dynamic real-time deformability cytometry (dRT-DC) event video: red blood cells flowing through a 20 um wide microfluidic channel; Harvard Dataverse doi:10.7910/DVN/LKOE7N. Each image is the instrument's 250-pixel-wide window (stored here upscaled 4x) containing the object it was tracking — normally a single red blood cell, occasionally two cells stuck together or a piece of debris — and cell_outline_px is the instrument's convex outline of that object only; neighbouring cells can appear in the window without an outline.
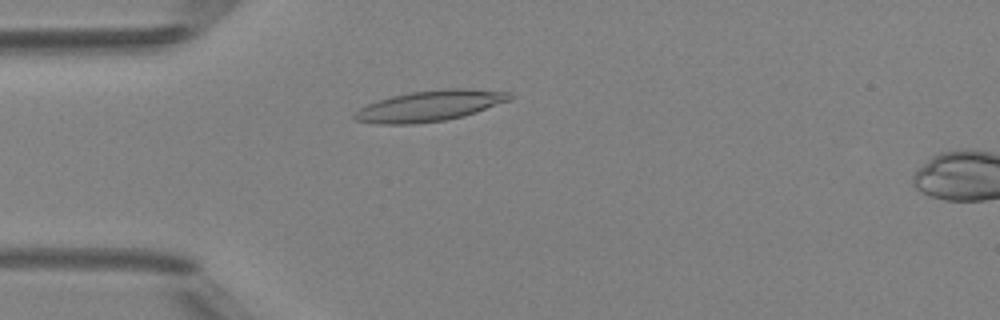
{"species": "Egyptian fruit bat (a non-hibernating species)", "species_latin": "Rousettus aegyptiacus", "temperature_condition": "room temperature", "stored_images_in_passage": 47, "camera_frame_rate_fps": 3000, "um_per_image_px": 0.085, "animal": {"sex": "female"}, "frame": {"image": 1, "passage_image": 12, "time_ms": 3.667, "image_size_px": [1000, 320], "cell_outline_px": [[512, 100], [464, 116], [444, 120], [412, 124], [380, 124], [356, 120], [352, 116], [360, 108], [368, 104], [392, 96], [412, 92], [444, 88], [468, 88], [508, 92], [512, 96]], "centroid_in_image_um": [36.57, 8.99], "position_along_channel_um": 48.4, "area_um2": 27.63}}
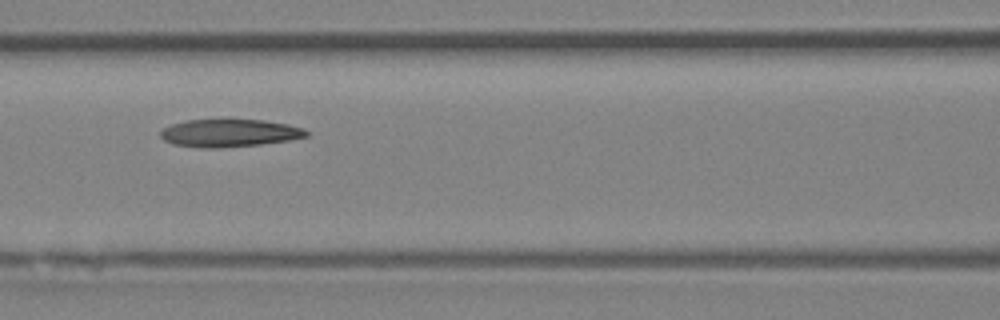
{"frame": {"image": 2, "passage_image": 20, "time_ms": 6.333, "image_size_px": [1000, 320], "cell_outline_px": [[308, 136], [288, 140], [260, 144], [216, 148], [204, 148], [172, 144], [164, 140], [160, 136], [160, 132], [164, 128], [172, 124], [184, 120], [224, 116], [228, 116], [264, 120], [288, 124], [304, 128], [308, 132]], "centroid_in_image_um": [19.47, 11.25], "position_along_channel_um": 147.1, "area_um2": 24.62}}
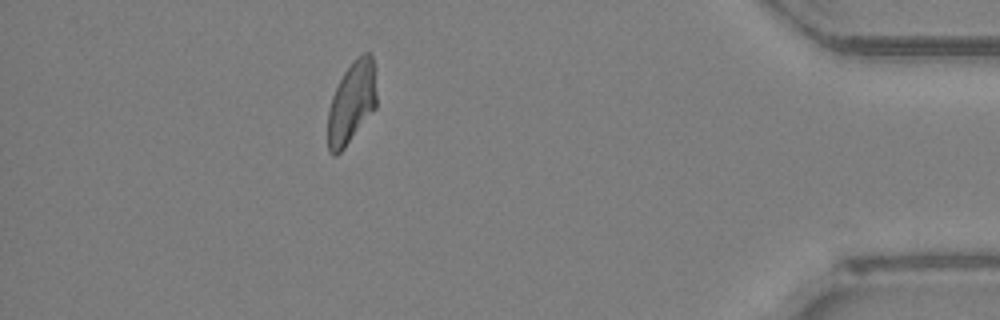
{"frame": {"image": 3, "passage_image": 42, "time_ms": 13.667, "image_size_px": [1000, 320], "cell_outline_px": [[376, 108], [344, 148], [336, 156], [332, 156], [328, 152], [328, 112], [332, 96], [344, 72], [352, 60], [356, 56], [364, 52], [372, 52], [376, 68]], "centroid_in_image_um": [29.92, 8.67], "position_along_channel_um": 405.3, "area_um2": 23.7}}